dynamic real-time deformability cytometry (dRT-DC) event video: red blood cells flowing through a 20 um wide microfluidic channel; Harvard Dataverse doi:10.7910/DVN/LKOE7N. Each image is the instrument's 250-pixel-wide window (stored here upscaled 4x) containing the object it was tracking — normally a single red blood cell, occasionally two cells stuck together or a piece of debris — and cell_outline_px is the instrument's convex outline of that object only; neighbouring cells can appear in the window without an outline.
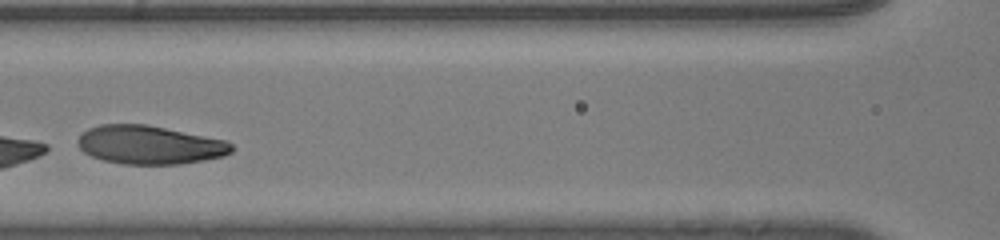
{"species": "human", "species_latin": "Homo sapiens", "temperature_condition": "room temperature", "stored_images_in_passage": 28, "camera_frame_rate_fps": 3000, "um_per_image_px": 0.085, "donor": {"sex": "male"}, "frame": {"image": 1, "passage_image": 10, "time_ms": 3.0, "image_size_px": [1000, 240], "cell_outline_px": [[236, 148], [232, 152], [224, 156], [204, 160], [180, 164], [120, 164], [100, 160], [84, 152], [76, 144], [80, 136], [88, 128], [100, 124], [148, 124], [224, 140], [232, 144]], "centroid_in_image_um": [12.71, 12.32], "position_along_channel_um": 153.9, "area_um2": 34.74}}
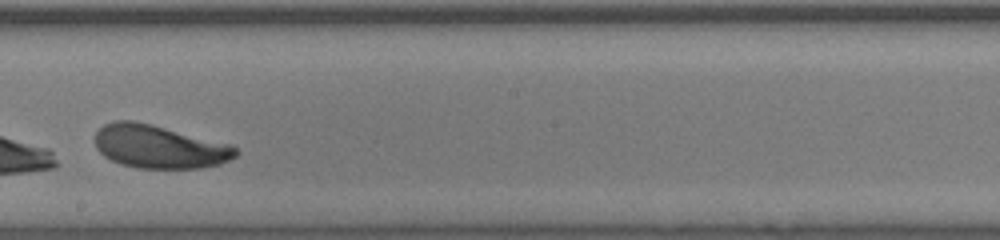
{"frame": {"image": 2, "passage_image": 16, "time_ms": 5.0, "image_size_px": [1000, 240], "cell_outline_px": [[240, 152], [236, 156], [220, 164], [200, 168], [136, 168], [120, 164], [104, 156], [96, 148], [96, 132], [104, 124], [116, 120], [132, 120], [232, 144]], "centroid_in_image_um": [13.54, 12.48], "position_along_channel_um": 234.7, "area_um2": 35.32}}
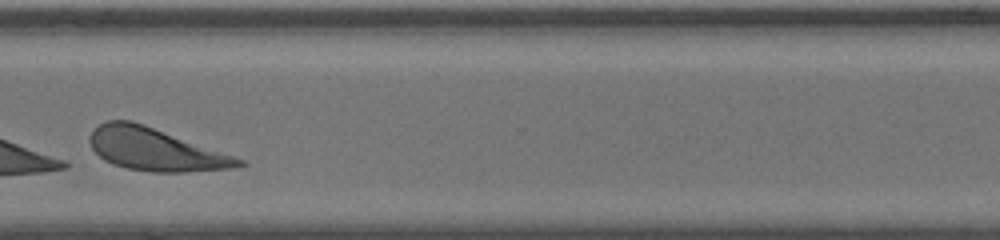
{"frame": {"image": 3, "passage_image": 25, "time_ms": 8.0, "image_size_px": [1000, 240], "cell_outline_px": [[248, 164], [236, 168], [184, 172], [152, 172], [128, 168], [112, 164], [104, 160], [92, 148], [88, 140], [88, 136], [100, 124], [108, 120], [132, 120], [144, 124], [244, 160]], "centroid_in_image_um": [13.19, 12.71], "position_along_channel_um": 357.4, "area_um2": 36.59}, "authors_computed_cell_mechanics": {"area_um2": 35.4892, "velocity_mm_per_s": 4.0618, "shape_relaxation_time_tau1_ms": 0.7968, "shape_relaxation_time_tau2_ms": null, "deformation_change_tau1": 0.2429, "deformation_change_tau2": null}}